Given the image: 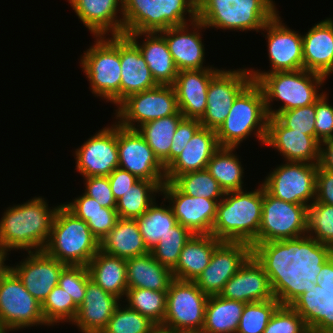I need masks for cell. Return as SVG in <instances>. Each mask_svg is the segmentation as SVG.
<instances>
[{
    "instance_id": "1",
    "label": "cell",
    "mask_w": 333,
    "mask_h": 333,
    "mask_svg": "<svg viewBox=\"0 0 333 333\" xmlns=\"http://www.w3.org/2000/svg\"><path fill=\"white\" fill-rule=\"evenodd\" d=\"M308 206L293 204L270 195L263 187L258 253L285 256L305 275V244Z\"/></svg>"
},
{
    "instance_id": "2",
    "label": "cell",
    "mask_w": 333,
    "mask_h": 333,
    "mask_svg": "<svg viewBox=\"0 0 333 333\" xmlns=\"http://www.w3.org/2000/svg\"><path fill=\"white\" fill-rule=\"evenodd\" d=\"M299 272L285 257L253 253L225 284L220 297L243 303L274 299Z\"/></svg>"
},
{
    "instance_id": "3",
    "label": "cell",
    "mask_w": 333,
    "mask_h": 333,
    "mask_svg": "<svg viewBox=\"0 0 333 333\" xmlns=\"http://www.w3.org/2000/svg\"><path fill=\"white\" fill-rule=\"evenodd\" d=\"M42 196L9 206L0 219V246L8 251H41L46 247L58 206ZM52 208V209H51Z\"/></svg>"
},
{
    "instance_id": "4",
    "label": "cell",
    "mask_w": 333,
    "mask_h": 333,
    "mask_svg": "<svg viewBox=\"0 0 333 333\" xmlns=\"http://www.w3.org/2000/svg\"><path fill=\"white\" fill-rule=\"evenodd\" d=\"M263 186L247 191L226 192L217 205L211 235L221 241L245 242L258 253V232L262 216Z\"/></svg>"
},
{
    "instance_id": "5",
    "label": "cell",
    "mask_w": 333,
    "mask_h": 333,
    "mask_svg": "<svg viewBox=\"0 0 333 333\" xmlns=\"http://www.w3.org/2000/svg\"><path fill=\"white\" fill-rule=\"evenodd\" d=\"M268 114L262 88L251 81L235 98L224 123L216 131L220 147H239L249 137L265 144Z\"/></svg>"
},
{
    "instance_id": "6",
    "label": "cell",
    "mask_w": 333,
    "mask_h": 333,
    "mask_svg": "<svg viewBox=\"0 0 333 333\" xmlns=\"http://www.w3.org/2000/svg\"><path fill=\"white\" fill-rule=\"evenodd\" d=\"M43 250L65 265L87 266L100 250V241L85 221L60 203Z\"/></svg>"
},
{
    "instance_id": "7",
    "label": "cell",
    "mask_w": 333,
    "mask_h": 333,
    "mask_svg": "<svg viewBox=\"0 0 333 333\" xmlns=\"http://www.w3.org/2000/svg\"><path fill=\"white\" fill-rule=\"evenodd\" d=\"M273 0H197V19L206 28L260 32L279 11Z\"/></svg>"
},
{
    "instance_id": "8",
    "label": "cell",
    "mask_w": 333,
    "mask_h": 333,
    "mask_svg": "<svg viewBox=\"0 0 333 333\" xmlns=\"http://www.w3.org/2000/svg\"><path fill=\"white\" fill-rule=\"evenodd\" d=\"M264 333H324V297L307 278L274 312Z\"/></svg>"
},
{
    "instance_id": "9",
    "label": "cell",
    "mask_w": 333,
    "mask_h": 333,
    "mask_svg": "<svg viewBox=\"0 0 333 333\" xmlns=\"http://www.w3.org/2000/svg\"><path fill=\"white\" fill-rule=\"evenodd\" d=\"M327 78L321 74L300 69L263 74L256 82L263 90L269 117L279 112L314 104L325 92H320ZM274 101L282 105L273 108Z\"/></svg>"
},
{
    "instance_id": "10",
    "label": "cell",
    "mask_w": 333,
    "mask_h": 333,
    "mask_svg": "<svg viewBox=\"0 0 333 333\" xmlns=\"http://www.w3.org/2000/svg\"><path fill=\"white\" fill-rule=\"evenodd\" d=\"M196 19L197 0H123V35L160 32Z\"/></svg>"
},
{
    "instance_id": "11",
    "label": "cell",
    "mask_w": 333,
    "mask_h": 333,
    "mask_svg": "<svg viewBox=\"0 0 333 333\" xmlns=\"http://www.w3.org/2000/svg\"><path fill=\"white\" fill-rule=\"evenodd\" d=\"M94 39L93 45L81 55L80 66L92 94L117 107L121 83L120 35Z\"/></svg>"
},
{
    "instance_id": "12",
    "label": "cell",
    "mask_w": 333,
    "mask_h": 333,
    "mask_svg": "<svg viewBox=\"0 0 333 333\" xmlns=\"http://www.w3.org/2000/svg\"><path fill=\"white\" fill-rule=\"evenodd\" d=\"M208 298L194 281L173 279L167 291L166 314L159 331L201 332Z\"/></svg>"
},
{
    "instance_id": "13",
    "label": "cell",
    "mask_w": 333,
    "mask_h": 333,
    "mask_svg": "<svg viewBox=\"0 0 333 333\" xmlns=\"http://www.w3.org/2000/svg\"><path fill=\"white\" fill-rule=\"evenodd\" d=\"M116 122L129 129H137L146 122L181 114L173 85H157L134 93L115 109Z\"/></svg>"
},
{
    "instance_id": "14",
    "label": "cell",
    "mask_w": 333,
    "mask_h": 333,
    "mask_svg": "<svg viewBox=\"0 0 333 333\" xmlns=\"http://www.w3.org/2000/svg\"><path fill=\"white\" fill-rule=\"evenodd\" d=\"M47 326L41 304L25 289L11 270L0 281V327L5 333L34 326Z\"/></svg>"
},
{
    "instance_id": "15",
    "label": "cell",
    "mask_w": 333,
    "mask_h": 333,
    "mask_svg": "<svg viewBox=\"0 0 333 333\" xmlns=\"http://www.w3.org/2000/svg\"><path fill=\"white\" fill-rule=\"evenodd\" d=\"M318 164L283 162L261 183L272 196L293 204L309 206L316 198Z\"/></svg>"
},
{
    "instance_id": "16",
    "label": "cell",
    "mask_w": 333,
    "mask_h": 333,
    "mask_svg": "<svg viewBox=\"0 0 333 333\" xmlns=\"http://www.w3.org/2000/svg\"><path fill=\"white\" fill-rule=\"evenodd\" d=\"M279 12L265 24L264 31L270 69L262 71L248 68L253 81H257L263 74L303 69V43L299 31L287 27ZM261 70V71H260Z\"/></svg>"
},
{
    "instance_id": "17",
    "label": "cell",
    "mask_w": 333,
    "mask_h": 333,
    "mask_svg": "<svg viewBox=\"0 0 333 333\" xmlns=\"http://www.w3.org/2000/svg\"><path fill=\"white\" fill-rule=\"evenodd\" d=\"M252 81L247 68L221 69L210 81L202 127L217 131L224 123L238 94Z\"/></svg>"
},
{
    "instance_id": "18",
    "label": "cell",
    "mask_w": 333,
    "mask_h": 333,
    "mask_svg": "<svg viewBox=\"0 0 333 333\" xmlns=\"http://www.w3.org/2000/svg\"><path fill=\"white\" fill-rule=\"evenodd\" d=\"M117 148L119 168L139 180L166 182V169L137 129L117 123Z\"/></svg>"
},
{
    "instance_id": "19",
    "label": "cell",
    "mask_w": 333,
    "mask_h": 333,
    "mask_svg": "<svg viewBox=\"0 0 333 333\" xmlns=\"http://www.w3.org/2000/svg\"><path fill=\"white\" fill-rule=\"evenodd\" d=\"M330 259H333V205L314 200L308 206L305 275L312 277Z\"/></svg>"
},
{
    "instance_id": "20",
    "label": "cell",
    "mask_w": 333,
    "mask_h": 333,
    "mask_svg": "<svg viewBox=\"0 0 333 333\" xmlns=\"http://www.w3.org/2000/svg\"><path fill=\"white\" fill-rule=\"evenodd\" d=\"M90 136L75 149V169L83 178L109 176L115 168L119 167L117 122Z\"/></svg>"
},
{
    "instance_id": "21",
    "label": "cell",
    "mask_w": 333,
    "mask_h": 333,
    "mask_svg": "<svg viewBox=\"0 0 333 333\" xmlns=\"http://www.w3.org/2000/svg\"><path fill=\"white\" fill-rule=\"evenodd\" d=\"M162 203L169 202L177 222L192 234H211L221 200L191 197L182 193L172 182L161 187Z\"/></svg>"
},
{
    "instance_id": "22",
    "label": "cell",
    "mask_w": 333,
    "mask_h": 333,
    "mask_svg": "<svg viewBox=\"0 0 333 333\" xmlns=\"http://www.w3.org/2000/svg\"><path fill=\"white\" fill-rule=\"evenodd\" d=\"M253 253L248 243L222 241L213 251L209 265L194 282L206 295H219L226 282Z\"/></svg>"
},
{
    "instance_id": "23",
    "label": "cell",
    "mask_w": 333,
    "mask_h": 333,
    "mask_svg": "<svg viewBox=\"0 0 333 333\" xmlns=\"http://www.w3.org/2000/svg\"><path fill=\"white\" fill-rule=\"evenodd\" d=\"M26 255L17 265H11V270L22 281L25 289L42 304L58 285L60 274L67 265L44 250L27 252Z\"/></svg>"
},
{
    "instance_id": "24",
    "label": "cell",
    "mask_w": 333,
    "mask_h": 333,
    "mask_svg": "<svg viewBox=\"0 0 333 333\" xmlns=\"http://www.w3.org/2000/svg\"><path fill=\"white\" fill-rule=\"evenodd\" d=\"M203 29L207 28L196 19L192 23L159 32L166 40L178 71L215 68L203 65L205 63V47L201 33Z\"/></svg>"
},
{
    "instance_id": "25",
    "label": "cell",
    "mask_w": 333,
    "mask_h": 333,
    "mask_svg": "<svg viewBox=\"0 0 333 333\" xmlns=\"http://www.w3.org/2000/svg\"><path fill=\"white\" fill-rule=\"evenodd\" d=\"M264 145L277 150L285 162L319 163L320 142L311 135L285 127L276 117L268 118Z\"/></svg>"
},
{
    "instance_id": "26",
    "label": "cell",
    "mask_w": 333,
    "mask_h": 333,
    "mask_svg": "<svg viewBox=\"0 0 333 333\" xmlns=\"http://www.w3.org/2000/svg\"><path fill=\"white\" fill-rule=\"evenodd\" d=\"M68 3L92 36L123 35V0H68Z\"/></svg>"
},
{
    "instance_id": "27",
    "label": "cell",
    "mask_w": 333,
    "mask_h": 333,
    "mask_svg": "<svg viewBox=\"0 0 333 333\" xmlns=\"http://www.w3.org/2000/svg\"><path fill=\"white\" fill-rule=\"evenodd\" d=\"M221 70L206 68L178 72L173 87L179 111L184 118L200 119L206 111L207 91L211 79Z\"/></svg>"
},
{
    "instance_id": "28",
    "label": "cell",
    "mask_w": 333,
    "mask_h": 333,
    "mask_svg": "<svg viewBox=\"0 0 333 333\" xmlns=\"http://www.w3.org/2000/svg\"><path fill=\"white\" fill-rule=\"evenodd\" d=\"M120 301L90 279L86 285L84 301L71 324L77 326L81 333H101Z\"/></svg>"
},
{
    "instance_id": "29",
    "label": "cell",
    "mask_w": 333,
    "mask_h": 333,
    "mask_svg": "<svg viewBox=\"0 0 333 333\" xmlns=\"http://www.w3.org/2000/svg\"><path fill=\"white\" fill-rule=\"evenodd\" d=\"M303 69L328 78L333 74V18L315 23L302 35Z\"/></svg>"
},
{
    "instance_id": "30",
    "label": "cell",
    "mask_w": 333,
    "mask_h": 333,
    "mask_svg": "<svg viewBox=\"0 0 333 333\" xmlns=\"http://www.w3.org/2000/svg\"><path fill=\"white\" fill-rule=\"evenodd\" d=\"M126 36L139 48L156 83L173 85L179 71L165 38L159 32L131 33ZM142 36L144 41L139 43Z\"/></svg>"
},
{
    "instance_id": "31",
    "label": "cell",
    "mask_w": 333,
    "mask_h": 333,
    "mask_svg": "<svg viewBox=\"0 0 333 333\" xmlns=\"http://www.w3.org/2000/svg\"><path fill=\"white\" fill-rule=\"evenodd\" d=\"M120 65V103L131 94L158 85L139 48L126 35H120Z\"/></svg>"
},
{
    "instance_id": "32",
    "label": "cell",
    "mask_w": 333,
    "mask_h": 333,
    "mask_svg": "<svg viewBox=\"0 0 333 333\" xmlns=\"http://www.w3.org/2000/svg\"><path fill=\"white\" fill-rule=\"evenodd\" d=\"M219 147L216 131L201 127L180 155L166 168V181L172 182L178 175L206 169Z\"/></svg>"
},
{
    "instance_id": "33",
    "label": "cell",
    "mask_w": 333,
    "mask_h": 333,
    "mask_svg": "<svg viewBox=\"0 0 333 333\" xmlns=\"http://www.w3.org/2000/svg\"><path fill=\"white\" fill-rule=\"evenodd\" d=\"M221 242L211 234H193L185 243L178 263L172 270L173 278L195 281L209 265L213 251Z\"/></svg>"
},
{
    "instance_id": "34",
    "label": "cell",
    "mask_w": 333,
    "mask_h": 333,
    "mask_svg": "<svg viewBox=\"0 0 333 333\" xmlns=\"http://www.w3.org/2000/svg\"><path fill=\"white\" fill-rule=\"evenodd\" d=\"M128 289L143 288L167 292L174 279L172 271L162 266L151 252L126 259Z\"/></svg>"
},
{
    "instance_id": "35",
    "label": "cell",
    "mask_w": 333,
    "mask_h": 333,
    "mask_svg": "<svg viewBox=\"0 0 333 333\" xmlns=\"http://www.w3.org/2000/svg\"><path fill=\"white\" fill-rule=\"evenodd\" d=\"M87 268L92 281L122 302L128 290L126 259L99 250Z\"/></svg>"
},
{
    "instance_id": "36",
    "label": "cell",
    "mask_w": 333,
    "mask_h": 333,
    "mask_svg": "<svg viewBox=\"0 0 333 333\" xmlns=\"http://www.w3.org/2000/svg\"><path fill=\"white\" fill-rule=\"evenodd\" d=\"M100 250L128 259L148 253L135 219L119 218L116 225L100 240Z\"/></svg>"
},
{
    "instance_id": "37",
    "label": "cell",
    "mask_w": 333,
    "mask_h": 333,
    "mask_svg": "<svg viewBox=\"0 0 333 333\" xmlns=\"http://www.w3.org/2000/svg\"><path fill=\"white\" fill-rule=\"evenodd\" d=\"M299 273L274 299L246 303L236 333H264L276 309L307 279Z\"/></svg>"
},
{
    "instance_id": "38",
    "label": "cell",
    "mask_w": 333,
    "mask_h": 333,
    "mask_svg": "<svg viewBox=\"0 0 333 333\" xmlns=\"http://www.w3.org/2000/svg\"><path fill=\"white\" fill-rule=\"evenodd\" d=\"M246 303L209 296L201 333H236Z\"/></svg>"
},
{
    "instance_id": "39",
    "label": "cell",
    "mask_w": 333,
    "mask_h": 333,
    "mask_svg": "<svg viewBox=\"0 0 333 333\" xmlns=\"http://www.w3.org/2000/svg\"><path fill=\"white\" fill-rule=\"evenodd\" d=\"M235 149L238 147H219L206 168L225 193L245 189L243 188L244 168Z\"/></svg>"
},
{
    "instance_id": "40",
    "label": "cell",
    "mask_w": 333,
    "mask_h": 333,
    "mask_svg": "<svg viewBox=\"0 0 333 333\" xmlns=\"http://www.w3.org/2000/svg\"><path fill=\"white\" fill-rule=\"evenodd\" d=\"M183 118L182 114H174L146 122L137 128L165 169L169 166V152L175 130Z\"/></svg>"
},
{
    "instance_id": "41",
    "label": "cell",
    "mask_w": 333,
    "mask_h": 333,
    "mask_svg": "<svg viewBox=\"0 0 333 333\" xmlns=\"http://www.w3.org/2000/svg\"><path fill=\"white\" fill-rule=\"evenodd\" d=\"M135 220L149 252L154 249L161 237L178 224L170 205L159 206L156 200Z\"/></svg>"
},
{
    "instance_id": "42",
    "label": "cell",
    "mask_w": 333,
    "mask_h": 333,
    "mask_svg": "<svg viewBox=\"0 0 333 333\" xmlns=\"http://www.w3.org/2000/svg\"><path fill=\"white\" fill-rule=\"evenodd\" d=\"M165 182L139 180L117 200L116 211L119 218L136 219L140 217L161 194Z\"/></svg>"
},
{
    "instance_id": "43",
    "label": "cell",
    "mask_w": 333,
    "mask_h": 333,
    "mask_svg": "<svg viewBox=\"0 0 333 333\" xmlns=\"http://www.w3.org/2000/svg\"><path fill=\"white\" fill-rule=\"evenodd\" d=\"M122 301L126 305L149 318L158 327L163 323L166 314L167 292L143 288H133L126 291Z\"/></svg>"
},
{
    "instance_id": "44",
    "label": "cell",
    "mask_w": 333,
    "mask_h": 333,
    "mask_svg": "<svg viewBox=\"0 0 333 333\" xmlns=\"http://www.w3.org/2000/svg\"><path fill=\"white\" fill-rule=\"evenodd\" d=\"M172 183L184 194L191 197H204L221 200L225 192L207 169L178 175Z\"/></svg>"
},
{
    "instance_id": "45",
    "label": "cell",
    "mask_w": 333,
    "mask_h": 333,
    "mask_svg": "<svg viewBox=\"0 0 333 333\" xmlns=\"http://www.w3.org/2000/svg\"><path fill=\"white\" fill-rule=\"evenodd\" d=\"M120 303L101 333H157L158 326L146 316Z\"/></svg>"
},
{
    "instance_id": "46",
    "label": "cell",
    "mask_w": 333,
    "mask_h": 333,
    "mask_svg": "<svg viewBox=\"0 0 333 333\" xmlns=\"http://www.w3.org/2000/svg\"><path fill=\"white\" fill-rule=\"evenodd\" d=\"M193 234L181 224L170 229L150 252L152 256L164 267L171 271L178 263L180 253L185 243Z\"/></svg>"
},
{
    "instance_id": "47",
    "label": "cell",
    "mask_w": 333,
    "mask_h": 333,
    "mask_svg": "<svg viewBox=\"0 0 333 333\" xmlns=\"http://www.w3.org/2000/svg\"><path fill=\"white\" fill-rule=\"evenodd\" d=\"M41 308L45 322L52 327L64 322L71 324L78 312L72 297L59 285L53 288Z\"/></svg>"
},
{
    "instance_id": "48",
    "label": "cell",
    "mask_w": 333,
    "mask_h": 333,
    "mask_svg": "<svg viewBox=\"0 0 333 333\" xmlns=\"http://www.w3.org/2000/svg\"><path fill=\"white\" fill-rule=\"evenodd\" d=\"M87 266H66L59 277L58 285L65 290L79 308L84 301L86 285L90 280Z\"/></svg>"
},
{
    "instance_id": "49",
    "label": "cell",
    "mask_w": 333,
    "mask_h": 333,
    "mask_svg": "<svg viewBox=\"0 0 333 333\" xmlns=\"http://www.w3.org/2000/svg\"><path fill=\"white\" fill-rule=\"evenodd\" d=\"M275 117L285 127L316 138L315 103L279 112Z\"/></svg>"
},
{
    "instance_id": "50",
    "label": "cell",
    "mask_w": 333,
    "mask_h": 333,
    "mask_svg": "<svg viewBox=\"0 0 333 333\" xmlns=\"http://www.w3.org/2000/svg\"><path fill=\"white\" fill-rule=\"evenodd\" d=\"M310 278L323 293L324 333H333V259H330Z\"/></svg>"
},
{
    "instance_id": "51",
    "label": "cell",
    "mask_w": 333,
    "mask_h": 333,
    "mask_svg": "<svg viewBox=\"0 0 333 333\" xmlns=\"http://www.w3.org/2000/svg\"><path fill=\"white\" fill-rule=\"evenodd\" d=\"M328 97L324 92L315 102V130L319 142L333 138V105L328 103Z\"/></svg>"
},
{
    "instance_id": "52",
    "label": "cell",
    "mask_w": 333,
    "mask_h": 333,
    "mask_svg": "<svg viewBox=\"0 0 333 333\" xmlns=\"http://www.w3.org/2000/svg\"><path fill=\"white\" fill-rule=\"evenodd\" d=\"M85 221L92 234L100 241L116 225L119 216L116 208L104 207V212L95 214H75Z\"/></svg>"
},
{
    "instance_id": "53",
    "label": "cell",
    "mask_w": 333,
    "mask_h": 333,
    "mask_svg": "<svg viewBox=\"0 0 333 333\" xmlns=\"http://www.w3.org/2000/svg\"><path fill=\"white\" fill-rule=\"evenodd\" d=\"M84 194L97 200L106 208H116L117 201L111 191L108 176L86 177Z\"/></svg>"
},
{
    "instance_id": "54",
    "label": "cell",
    "mask_w": 333,
    "mask_h": 333,
    "mask_svg": "<svg viewBox=\"0 0 333 333\" xmlns=\"http://www.w3.org/2000/svg\"><path fill=\"white\" fill-rule=\"evenodd\" d=\"M202 127L199 119L183 118L175 130L169 152V165L180 155L190 139Z\"/></svg>"
},
{
    "instance_id": "55",
    "label": "cell",
    "mask_w": 333,
    "mask_h": 333,
    "mask_svg": "<svg viewBox=\"0 0 333 333\" xmlns=\"http://www.w3.org/2000/svg\"><path fill=\"white\" fill-rule=\"evenodd\" d=\"M111 191L116 201L126 193L139 179L129 171L115 168L108 176Z\"/></svg>"
},
{
    "instance_id": "56",
    "label": "cell",
    "mask_w": 333,
    "mask_h": 333,
    "mask_svg": "<svg viewBox=\"0 0 333 333\" xmlns=\"http://www.w3.org/2000/svg\"><path fill=\"white\" fill-rule=\"evenodd\" d=\"M316 202L333 205V172L318 165L316 173Z\"/></svg>"
},
{
    "instance_id": "57",
    "label": "cell",
    "mask_w": 333,
    "mask_h": 333,
    "mask_svg": "<svg viewBox=\"0 0 333 333\" xmlns=\"http://www.w3.org/2000/svg\"><path fill=\"white\" fill-rule=\"evenodd\" d=\"M74 214H95L96 212H104V207L84 193L70 202L63 203Z\"/></svg>"
},
{
    "instance_id": "58",
    "label": "cell",
    "mask_w": 333,
    "mask_h": 333,
    "mask_svg": "<svg viewBox=\"0 0 333 333\" xmlns=\"http://www.w3.org/2000/svg\"><path fill=\"white\" fill-rule=\"evenodd\" d=\"M318 165L333 172V138L320 142V157Z\"/></svg>"
},
{
    "instance_id": "59",
    "label": "cell",
    "mask_w": 333,
    "mask_h": 333,
    "mask_svg": "<svg viewBox=\"0 0 333 333\" xmlns=\"http://www.w3.org/2000/svg\"><path fill=\"white\" fill-rule=\"evenodd\" d=\"M10 251L0 246V281L11 271V266L5 262Z\"/></svg>"
},
{
    "instance_id": "60",
    "label": "cell",
    "mask_w": 333,
    "mask_h": 333,
    "mask_svg": "<svg viewBox=\"0 0 333 333\" xmlns=\"http://www.w3.org/2000/svg\"><path fill=\"white\" fill-rule=\"evenodd\" d=\"M162 333H201L197 331H161Z\"/></svg>"
},
{
    "instance_id": "61",
    "label": "cell",
    "mask_w": 333,
    "mask_h": 333,
    "mask_svg": "<svg viewBox=\"0 0 333 333\" xmlns=\"http://www.w3.org/2000/svg\"><path fill=\"white\" fill-rule=\"evenodd\" d=\"M0 333H5V332L1 329V327H0Z\"/></svg>"
}]
</instances>
